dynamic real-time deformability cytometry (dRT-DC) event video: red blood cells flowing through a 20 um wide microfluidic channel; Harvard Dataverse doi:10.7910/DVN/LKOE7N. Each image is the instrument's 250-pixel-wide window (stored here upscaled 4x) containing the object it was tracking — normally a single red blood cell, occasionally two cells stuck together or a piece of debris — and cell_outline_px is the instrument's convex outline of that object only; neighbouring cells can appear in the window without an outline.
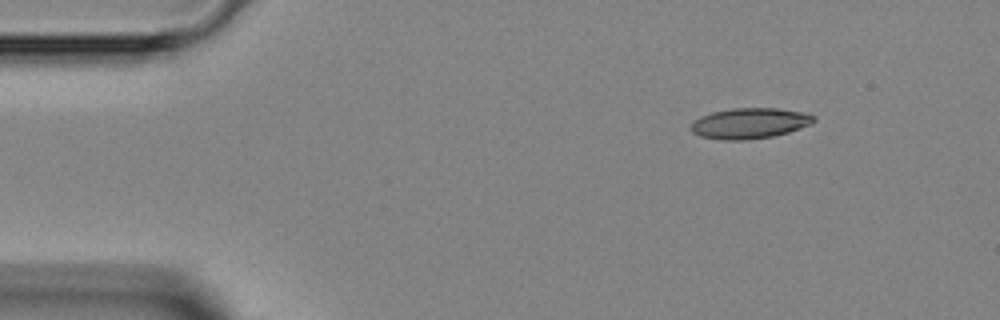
{"species": "Egyptian fruit bat (a non-hibernating species)", "species_latin": "Rousettus aegyptiacus", "temperature_condition": "room temperature", "stored_images_in_passage": 4, "segment_of_instrument_passage": [2, 2], "camera_frame_rate_fps": 3000, "um_per_image_px": 0.085, "animal": {"sex": "female"}, "frame": {"image": 1, "passage_image": 4, "time_ms": 4.667, "image_size_px": [1000, 320], "cell_outline_px": [[816, 120], [812, 124], [788, 132], [772, 136], [748, 140], [720, 140], [700, 136], [692, 132], [692, 124], [700, 116], [712, 112], [732, 108], [776, 108], [808, 112], [816, 116]], "centroid_in_image_um": [63.77, 10.47], "position_along_channel_um": 21.2, "area_um2": 22.08}}